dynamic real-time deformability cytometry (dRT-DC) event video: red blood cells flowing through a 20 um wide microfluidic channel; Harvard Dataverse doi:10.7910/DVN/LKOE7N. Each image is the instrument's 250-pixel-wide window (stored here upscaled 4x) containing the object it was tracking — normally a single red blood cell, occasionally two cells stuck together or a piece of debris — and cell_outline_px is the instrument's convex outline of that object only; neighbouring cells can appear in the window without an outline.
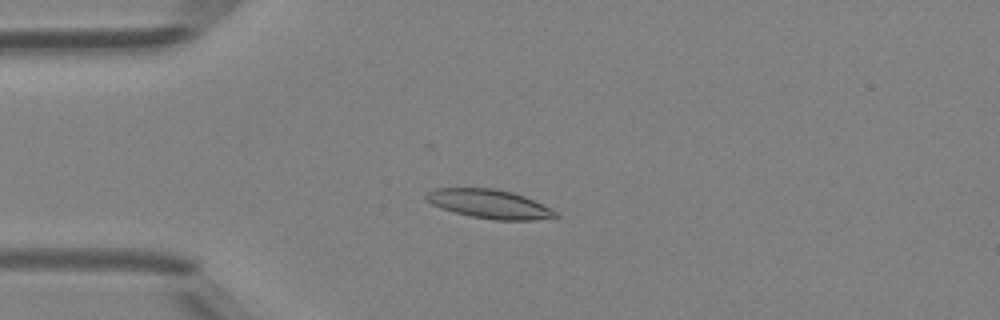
{"species": "Egyptian fruit bat (a non-hibernating species)", "species_latin": "Rousettus aegyptiacus", "temperature_condition": "room temperature", "stored_images_in_passage": 48, "camera_frame_rate_fps": 3000, "um_per_image_px": 0.085, "animal": {"sex": "female"}, "frame": {"image": 1, "passage_image": 12, "time_ms": 3.667, "image_size_px": [1000, 320], "cell_outline_px": [[560, 216], [532, 220], [496, 220], [472, 216], [440, 208], [432, 204], [424, 196], [428, 192], [436, 188], [496, 188], [512, 192], [524, 196], [544, 204], [556, 212]], "centroid_in_image_um": [41.61, 17.33], "position_along_channel_um": 43.4, "area_um2": 21.62}}
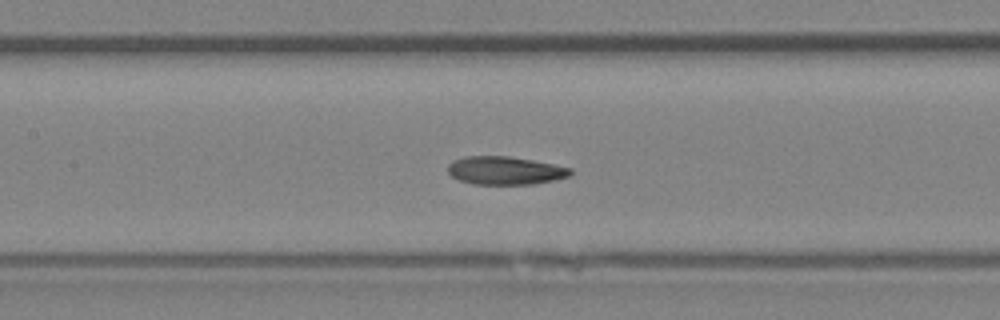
{"frame": {"image": 2, "passage_image": 22, "time_ms": 7.0, "image_size_px": [1000, 320], "cell_outline_px": [[572, 176], [532, 184], [472, 184], [460, 180], [452, 176], [448, 172], [448, 164], [452, 160], [464, 156], [508, 156], [532, 160], [572, 168]], "centroid_in_image_um": [42.92, 14.49], "position_along_channel_um": 164.5, "area_um2": 20.11}}
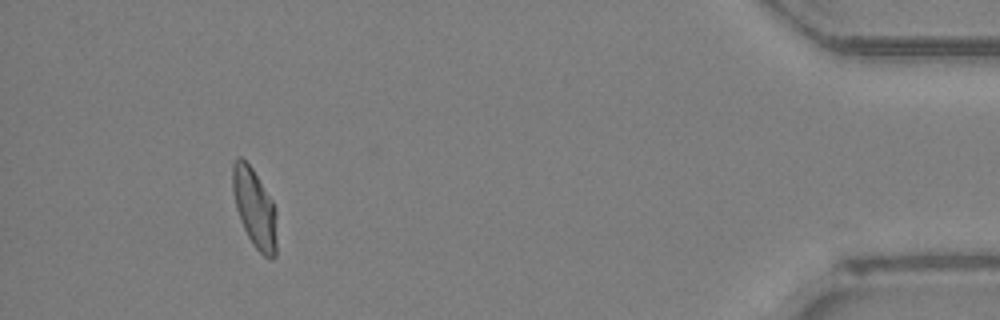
{"frame": {"image": 3, "passage_image": 44, "time_ms": 14.333, "image_size_px": [1000, 320], "cell_outline_px": [[276, 256], [272, 260], [264, 256], [256, 248], [248, 236], [240, 220], [236, 208], [232, 188], [232, 164], [240, 156], [252, 168], [272, 200], [276, 208]], "centroid_in_image_um": [21.65, 17.71], "position_along_channel_um": 413.6, "area_um2": 20.23}, "authors_computed_cell_mechanics": {"area_um2": 20.5479, "velocity_mm_per_s": 4.2966, "shape_relaxation_time_tau1_ms": 5.5585, "shape_relaxation_time_tau2_ms": 2.268, "deformation_change_tau1": 0.1395, "deformation_change_tau2": 0.0833}}